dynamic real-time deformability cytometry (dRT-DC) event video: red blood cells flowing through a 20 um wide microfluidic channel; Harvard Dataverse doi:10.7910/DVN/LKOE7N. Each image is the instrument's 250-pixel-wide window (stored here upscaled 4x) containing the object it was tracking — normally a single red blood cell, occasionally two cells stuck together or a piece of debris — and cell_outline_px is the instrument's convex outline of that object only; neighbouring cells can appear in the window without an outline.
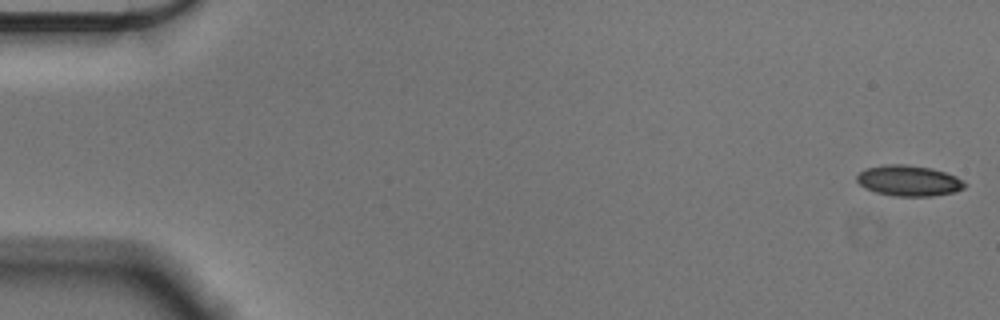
{"species": "Egyptian fruit bat (a non-hibernating species)", "species_latin": "Rousettus aegyptiacus", "temperature_condition": "cold", "stored_images_in_passage": 56, "camera_frame_rate_fps": 3000, "um_per_image_px": 0.085, "animal": {"sex": "male"}, "frame": {"image": 1, "passage_image": 1, "time_ms": 0.0, "image_size_px": [1000, 320], "cell_outline_px": [[968, 184], [964, 188], [956, 192], [932, 196], [892, 196], [876, 192], [864, 188], [856, 180], [856, 176], [864, 168], [888, 164], [904, 164], [932, 168], [956, 176]], "centroid_in_image_um": [77.25, 15.36], "position_along_channel_um": 7.8, "area_um2": 19.48}}
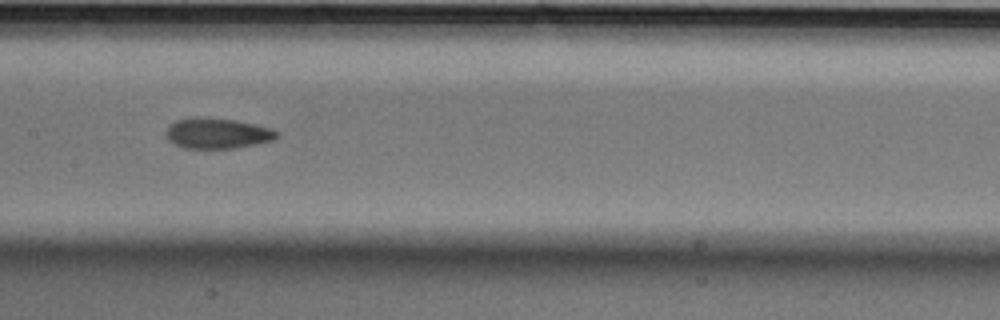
{"frame": {"image": 2, "passage_image": 28, "time_ms": 9.0, "image_size_px": [1000, 320], "cell_outline_px": [[280, 136], [272, 140], [256, 144], [236, 148], [184, 148], [172, 144], [168, 140], [168, 128], [176, 120], [236, 120], [272, 128], [280, 132]], "centroid_in_image_um": [18.57, 11.39], "position_along_channel_um": 188.8, "area_um2": 18.9}}
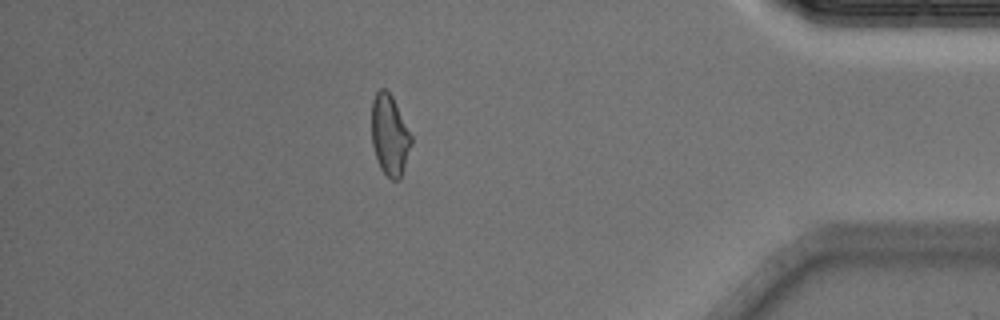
{"frame": {"image": 3, "passage_image": 49, "time_ms": 16.0, "image_size_px": [1000, 320], "cell_outline_px": [[412, 144], [400, 180], [392, 180], [380, 168], [376, 160], [372, 144], [372, 100], [376, 92], [380, 88], [384, 88], [392, 96], [412, 136]], "centroid_in_image_um": [33.12, 11.5], "position_along_channel_um": 402.1, "area_um2": 18.67}, "authors_computed_cell_mechanics": {"area_um2": 19.4208, "velocity_mm_per_s": 3.5879, "shape_relaxation_time_tau1_ms": 9.5656, "shape_relaxation_time_tau2_ms": 2.933, "deformation_change_tau1": 0.1557, "deformation_change_tau2": 0.0915}}